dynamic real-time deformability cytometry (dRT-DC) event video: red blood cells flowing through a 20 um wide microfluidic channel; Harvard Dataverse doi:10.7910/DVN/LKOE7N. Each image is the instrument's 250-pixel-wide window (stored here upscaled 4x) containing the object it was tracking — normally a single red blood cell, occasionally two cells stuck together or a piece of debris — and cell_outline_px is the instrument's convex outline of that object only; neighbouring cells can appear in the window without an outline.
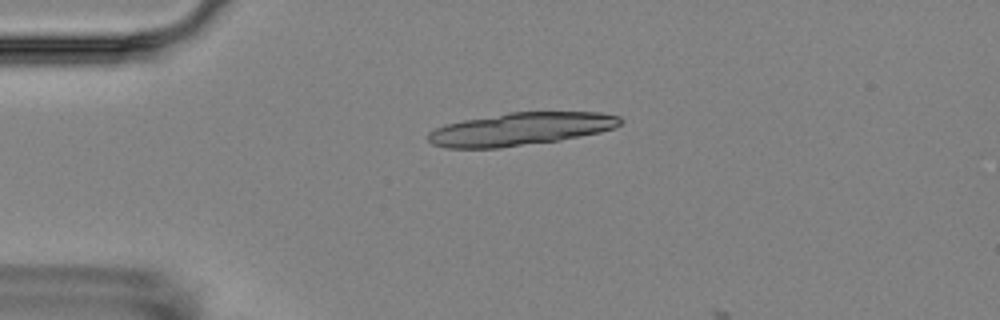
{"species": "Egyptian fruit bat (a non-hibernating species)", "species_latin": "Rousettus aegyptiacus", "temperature_condition": "room temperature", "stored_images_in_passage": 5, "camera_frame_rate_fps": 3000, "um_per_image_px": 0.085, "animal": {"sex": "female"}, "frame": {"image": 1, "passage_image": 4, "time_ms": 3.333, "image_size_px": [1000, 320], "cell_outline_px": [[624, 120], [616, 128], [600, 132], [560, 140], [500, 148], [444, 148], [432, 144], [428, 140], [428, 132], [444, 124], [464, 120], [508, 112], [600, 112], [620, 116]], "centroid_in_image_um": [44.25, 10.97], "position_along_channel_um": 40.7, "area_um2": 36.93}}